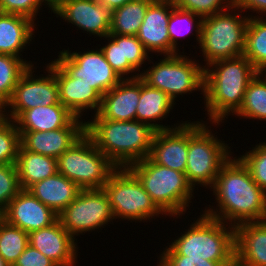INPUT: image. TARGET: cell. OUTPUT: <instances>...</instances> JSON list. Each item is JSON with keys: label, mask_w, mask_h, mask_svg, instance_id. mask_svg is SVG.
<instances>
[{"label": "cell", "mask_w": 266, "mask_h": 266, "mask_svg": "<svg viewBox=\"0 0 266 266\" xmlns=\"http://www.w3.org/2000/svg\"><path fill=\"white\" fill-rule=\"evenodd\" d=\"M232 158L222 166L209 188L213 189L219 208L204 210V214L234 227L266 220V192L253 180L244 163Z\"/></svg>", "instance_id": "obj_1"}, {"label": "cell", "mask_w": 266, "mask_h": 266, "mask_svg": "<svg viewBox=\"0 0 266 266\" xmlns=\"http://www.w3.org/2000/svg\"><path fill=\"white\" fill-rule=\"evenodd\" d=\"M257 73L243 55L204 66L203 99L210 124L220 125L231 112L234 115L239 110L247 86Z\"/></svg>", "instance_id": "obj_2"}, {"label": "cell", "mask_w": 266, "mask_h": 266, "mask_svg": "<svg viewBox=\"0 0 266 266\" xmlns=\"http://www.w3.org/2000/svg\"><path fill=\"white\" fill-rule=\"evenodd\" d=\"M155 132L138 120H107L98 114L85 122V133L117 168H128L149 157Z\"/></svg>", "instance_id": "obj_3"}, {"label": "cell", "mask_w": 266, "mask_h": 266, "mask_svg": "<svg viewBox=\"0 0 266 266\" xmlns=\"http://www.w3.org/2000/svg\"><path fill=\"white\" fill-rule=\"evenodd\" d=\"M228 225L202 213L190 229L168 245L161 255L236 262L235 227Z\"/></svg>", "instance_id": "obj_4"}, {"label": "cell", "mask_w": 266, "mask_h": 266, "mask_svg": "<svg viewBox=\"0 0 266 266\" xmlns=\"http://www.w3.org/2000/svg\"><path fill=\"white\" fill-rule=\"evenodd\" d=\"M152 201L165 214L178 218L186 213L194 188L185 173L154 163L149 157L128 167ZM184 212V213H183Z\"/></svg>", "instance_id": "obj_5"}, {"label": "cell", "mask_w": 266, "mask_h": 266, "mask_svg": "<svg viewBox=\"0 0 266 266\" xmlns=\"http://www.w3.org/2000/svg\"><path fill=\"white\" fill-rule=\"evenodd\" d=\"M204 122H188V153L185 175L189 184L211 188L222 166L230 159V147ZM212 133V134H211ZM229 149V151H228ZM209 186V187H208Z\"/></svg>", "instance_id": "obj_6"}, {"label": "cell", "mask_w": 266, "mask_h": 266, "mask_svg": "<svg viewBox=\"0 0 266 266\" xmlns=\"http://www.w3.org/2000/svg\"><path fill=\"white\" fill-rule=\"evenodd\" d=\"M230 10L231 13H229ZM233 10L239 12L232 14ZM239 13L242 11L234 5L227 10L203 18L199 48H202L207 66L218 60L243 55L249 17Z\"/></svg>", "instance_id": "obj_7"}, {"label": "cell", "mask_w": 266, "mask_h": 266, "mask_svg": "<svg viewBox=\"0 0 266 266\" xmlns=\"http://www.w3.org/2000/svg\"><path fill=\"white\" fill-rule=\"evenodd\" d=\"M117 167L85 133L57 158V172L81 189H101Z\"/></svg>", "instance_id": "obj_8"}, {"label": "cell", "mask_w": 266, "mask_h": 266, "mask_svg": "<svg viewBox=\"0 0 266 266\" xmlns=\"http://www.w3.org/2000/svg\"><path fill=\"white\" fill-rule=\"evenodd\" d=\"M102 189L107 194L115 220L145 221L164 214L128 168H117Z\"/></svg>", "instance_id": "obj_9"}, {"label": "cell", "mask_w": 266, "mask_h": 266, "mask_svg": "<svg viewBox=\"0 0 266 266\" xmlns=\"http://www.w3.org/2000/svg\"><path fill=\"white\" fill-rule=\"evenodd\" d=\"M179 54L165 55L156 65L140 73L145 84L165 92L173 101L195 90L204 93V66Z\"/></svg>", "instance_id": "obj_10"}, {"label": "cell", "mask_w": 266, "mask_h": 266, "mask_svg": "<svg viewBox=\"0 0 266 266\" xmlns=\"http://www.w3.org/2000/svg\"><path fill=\"white\" fill-rule=\"evenodd\" d=\"M68 233L76 238L114 220L107 194L101 189H81L77 197L58 215ZM75 236V237H74Z\"/></svg>", "instance_id": "obj_11"}, {"label": "cell", "mask_w": 266, "mask_h": 266, "mask_svg": "<svg viewBox=\"0 0 266 266\" xmlns=\"http://www.w3.org/2000/svg\"><path fill=\"white\" fill-rule=\"evenodd\" d=\"M46 71L48 75L38 76L39 78L35 75L33 77V65L25 71L15 86L10 100L3 107V117L14 121L23 111L31 108L61 104L54 74V61L47 64ZM5 108L10 110L6 112Z\"/></svg>", "instance_id": "obj_12"}, {"label": "cell", "mask_w": 266, "mask_h": 266, "mask_svg": "<svg viewBox=\"0 0 266 266\" xmlns=\"http://www.w3.org/2000/svg\"><path fill=\"white\" fill-rule=\"evenodd\" d=\"M71 77L82 78L101 96L122 80L106 61L101 49L80 52L62 50L54 59Z\"/></svg>", "instance_id": "obj_13"}, {"label": "cell", "mask_w": 266, "mask_h": 266, "mask_svg": "<svg viewBox=\"0 0 266 266\" xmlns=\"http://www.w3.org/2000/svg\"><path fill=\"white\" fill-rule=\"evenodd\" d=\"M0 217L28 234L58 220V215L28 190H21L0 213Z\"/></svg>", "instance_id": "obj_14"}, {"label": "cell", "mask_w": 266, "mask_h": 266, "mask_svg": "<svg viewBox=\"0 0 266 266\" xmlns=\"http://www.w3.org/2000/svg\"><path fill=\"white\" fill-rule=\"evenodd\" d=\"M53 13L97 37L105 38L110 34L113 10L97 0H69Z\"/></svg>", "instance_id": "obj_15"}, {"label": "cell", "mask_w": 266, "mask_h": 266, "mask_svg": "<svg viewBox=\"0 0 266 266\" xmlns=\"http://www.w3.org/2000/svg\"><path fill=\"white\" fill-rule=\"evenodd\" d=\"M156 131L149 158L158 165L185 173L188 153V122Z\"/></svg>", "instance_id": "obj_16"}, {"label": "cell", "mask_w": 266, "mask_h": 266, "mask_svg": "<svg viewBox=\"0 0 266 266\" xmlns=\"http://www.w3.org/2000/svg\"><path fill=\"white\" fill-rule=\"evenodd\" d=\"M68 231L57 220L52 225L29 233V245L39 250L58 266H74L77 245Z\"/></svg>", "instance_id": "obj_17"}, {"label": "cell", "mask_w": 266, "mask_h": 266, "mask_svg": "<svg viewBox=\"0 0 266 266\" xmlns=\"http://www.w3.org/2000/svg\"><path fill=\"white\" fill-rule=\"evenodd\" d=\"M54 74L59 88V101L75 117L80 118L86 109L99 111L102 96L82 78L71 77L55 60Z\"/></svg>", "instance_id": "obj_18"}, {"label": "cell", "mask_w": 266, "mask_h": 266, "mask_svg": "<svg viewBox=\"0 0 266 266\" xmlns=\"http://www.w3.org/2000/svg\"><path fill=\"white\" fill-rule=\"evenodd\" d=\"M140 99V77L122 79L118 85L105 93L97 114L107 120H136Z\"/></svg>", "instance_id": "obj_19"}, {"label": "cell", "mask_w": 266, "mask_h": 266, "mask_svg": "<svg viewBox=\"0 0 266 266\" xmlns=\"http://www.w3.org/2000/svg\"><path fill=\"white\" fill-rule=\"evenodd\" d=\"M173 4L153 1L146 10L144 20L137 33L145 50L170 55L168 23Z\"/></svg>", "instance_id": "obj_20"}, {"label": "cell", "mask_w": 266, "mask_h": 266, "mask_svg": "<svg viewBox=\"0 0 266 266\" xmlns=\"http://www.w3.org/2000/svg\"><path fill=\"white\" fill-rule=\"evenodd\" d=\"M20 145L27 151L57 159L85 134V127L52 131H19Z\"/></svg>", "instance_id": "obj_21"}, {"label": "cell", "mask_w": 266, "mask_h": 266, "mask_svg": "<svg viewBox=\"0 0 266 266\" xmlns=\"http://www.w3.org/2000/svg\"><path fill=\"white\" fill-rule=\"evenodd\" d=\"M14 122L18 131L48 132L64 127H85L86 121H80L62 104H55L23 111Z\"/></svg>", "instance_id": "obj_22"}, {"label": "cell", "mask_w": 266, "mask_h": 266, "mask_svg": "<svg viewBox=\"0 0 266 266\" xmlns=\"http://www.w3.org/2000/svg\"><path fill=\"white\" fill-rule=\"evenodd\" d=\"M236 266H266V220L235 227Z\"/></svg>", "instance_id": "obj_23"}, {"label": "cell", "mask_w": 266, "mask_h": 266, "mask_svg": "<svg viewBox=\"0 0 266 266\" xmlns=\"http://www.w3.org/2000/svg\"><path fill=\"white\" fill-rule=\"evenodd\" d=\"M27 190L59 215L77 197L81 188L57 172L34 183Z\"/></svg>", "instance_id": "obj_24"}, {"label": "cell", "mask_w": 266, "mask_h": 266, "mask_svg": "<svg viewBox=\"0 0 266 266\" xmlns=\"http://www.w3.org/2000/svg\"><path fill=\"white\" fill-rule=\"evenodd\" d=\"M35 26L28 17L0 12V54L22 58L20 53L32 40Z\"/></svg>", "instance_id": "obj_25"}, {"label": "cell", "mask_w": 266, "mask_h": 266, "mask_svg": "<svg viewBox=\"0 0 266 266\" xmlns=\"http://www.w3.org/2000/svg\"><path fill=\"white\" fill-rule=\"evenodd\" d=\"M174 102L165 92L149 87L140 78V99L136 109V120L150 125L156 131L173 129L172 126L152 122L166 118L173 109Z\"/></svg>", "instance_id": "obj_26"}, {"label": "cell", "mask_w": 266, "mask_h": 266, "mask_svg": "<svg viewBox=\"0 0 266 266\" xmlns=\"http://www.w3.org/2000/svg\"><path fill=\"white\" fill-rule=\"evenodd\" d=\"M15 165L22 190L57 173V159L27 151L21 145Z\"/></svg>", "instance_id": "obj_27"}, {"label": "cell", "mask_w": 266, "mask_h": 266, "mask_svg": "<svg viewBox=\"0 0 266 266\" xmlns=\"http://www.w3.org/2000/svg\"><path fill=\"white\" fill-rule=\"evenodd\" d=\"M249 22L245 35V56L258 71L266 72V19L262 16L248 15Z\"/></svg>", "instance_id": "obj_28"}, {"label": "cell", "mask_w": 266, "mask_h": 266, "mask_svg": "<svg viewBox=\"0 0 266 266\" xmlns=\"http://www.w3.org/2000/svg\"><path fill=\"white\" fill-rule=\"evenodd\" d=\"M154 0H133L113 10L110 34L136 36Z\"/></svg>", "instance_id": "obj_29"}, {"label": "cell", "mask_w": 266, "mask_h": 266, "mask_svg": "<svg viewBox=\"0 0 266 266\" xmlns=\"http://www.w3.org/2000/svg\"><path fill=\"white\" fill-rule=\"evenodd\" d=\"M234 115L266 121V73L258 72L250 81L242 106Z\"/></svg>", "instance_id": "obj_30"}, {"label": "cell", "mask_w": 266, "mask_h": 266, "mask_svg": "<svg viewBox=\"0 0 266 266\" xmlns=\"http://www.w3.org/2000/svg\"><path fill=\"white\" fill-rule=\"evenodd\" d=\"M202 21L203 18L201 16L194 14L191 11L182 10L175 5L173 6L168 23L170 55L178 54V37H183L182 35L191 33L194 28L197 36V42L200 43Z\"/></svg>", "instance_id": "obj_31"}, {"label": "cell", "mask_w": 266, "mask_h": 266, "mask_svg": "<svg viewBox=\"0 0 266 266\" xmlns=\"http://www.w3.org/2000/svg\"><path fill=\"white\" fill-rule=\"evenodd\" d=\"M34 64L11 55L0 54V105L10 100L14 88L25 71Z\"/></svg>", "instance_id": "obj_32"}, {"label": "cell", "mask_w": 266, "mask_h": 266, "mask_svg": "<svg viewBox=\"0 0 266 266\" xmlns=\"http://www.w3.org/2000/svg\"><path fill=\"white\" fill-rule=\"evenodd\" d=\"M28 245L29 234L0 217V256L9 266H13Z\"/></svg>", "instance_id": "obj_33"}, {"label": "cell", "mask_w": 266, "mask_h": 266, "mask_svg": "<svg viewBox=\"0 0 266 266\" xmlns=\"http://www.w3.org/2000/svg\"><path fill=\"white\" fill-rule=\"evenodd\" d=\"M20 146V133L13 120L0 118V164H15Z\"/></svg>", "instance_id": "obj_34"}, {"label": "cell", "mask_w": 266, "mask_h": 266, "mask_svg": "<svg viewBox=\"0 0 266 266\" xmlns=\"http://www.w3.org/2000/svg\"><path fill=\"white\" fill-rule=\"evenodd\" d=\"M105 39L108 40V43L104 47H100V49L103 51L106 61L119 77L124 79V76L134 72L136 75L133 74L126 78L140 77V74L136 73L137 70L129 62H123L122 35L109 34Z\"/></svg>", "instance_id": "obj_35"}, {"label": "cell", "mask_w": 266, "mask_h": 266, "mask_svg": "<svg viewBox=\"0 0 266 266\" xmlns=\"http://www.w3.org/2000/svg\"><path fill=\"white\" fill-rule=\"evenodd\" d=\"M239 159L248 168L257 185L266 192V143H259Z\"/></svg>", "instance_id": "obj_36"}, {"label": "cell", "mask_w": 266, "mask_h": 266, "mask_svg": "<svg viewBox=\"0 0 266 266\" xmlns=\"http://www.w3.org/2000/svg\"><path fill=\"white\" fill-rule=\"evenodd\" d=\"M15 164H0V213L21 191Z\"/></svg>", "instance_id": "obj_37"}, {"label": "cell", "mask_w": 266, "mask_h": 266, "mask_svg": "<svg viewBox=\"0 0 266 266\" xmlns=\"http://www.w3.org/2000/svg\"><path fill=\"white\" fill-rule=\"evenodd\" d=\"M234 5L235 0H180L176 6L205 18Z\"/></svg>", "instance_id": "obj_38"}, {"label": "cell", "mask_w": 266, "mask_h": 266, "mask_svg": "<svg viewBox=\"0 0 266 266\" xmlns=\"http://www.w3.org/2000/svg\"><path fill=\"white\" fill-rule=\"evenodd\" d=\"M123 62H129L138 72L142 64L151 58L137 36L122 35Z\"/></svg>", "instance_id": "obj_39"}, {"label": "cell", "mask_w": 266, "mask_h": 266, "mask_svg": "<svg viewBox=\"0 0 266 266\" xmlns=\"http://www.w3.org/2000/svg\"><path fill=\"white\" fill-rule=\"evenodd\" d=\"M43 0H0V12L18 14L35 21Z\"/></svg>", "instance_id": "obj_40"}, {"label": "cell", "mask_w": 266, "mask_h": 266, "mask_svg": "<svg viewBox=\"0 0 266 266\" xmlns=\"http://www.w3.org/2000/svg\"><path fill=\"white\" fill-rule=\"evenodd\" d=\"M157 266H236V262H215L201 257L161 256Z\"/></svg>", "instance_id": "obj_41"}, {"label": "cell", "mask_w": 266, "mask_h": 266, "mask_svg": "<svg viewBox=\"0 0 266 266\" xmlns=\"http://www.w3.org/2000/svg\"><path fill=\"white\" fill-rule=\"evenodd\" d=\"M13 266H58L50 258L43 255L39 250L28 245L23 253L17 258Z\"/></svg>", "instance_id": "obj_42"}, {"label": "cell", "mask_w": 266, "mask_h": 266, "mask_svg": "<svg viewBox=\"0 0 266 266\" xmlns=\"http://www.w3.org/2000/svg\"><path fill=\"white\" fill-rule=\"evenodd\" d=\"M235 5L243 12V10H252L259 15L266 14V0H235ZM265 13V14H264Z\"/></svg>", "instance_id": "obj_43"}, {"label": "cell", "mask_w": 266, "mask_h": 266, "mask_svg": "<svg viewBox=\"0 0 266 266\" xmlns=\"http://www.w3.org/2000/svg\"><path fill=\"white\" fill-rule=\"evenodd\" d=\"M101 5L107 6L112 10H115L119 7H122L126 3L133 1V0H97Z\"/></svg>", "instance_id": "obj_44"}, {"label": "cell", "mask_w": 266, "mask_h": 266, "mask_svg": "<svg viewBox=\"0 0 266 266\" xmlns=\"http://www.w3.org/2000/svg\"><path fill=\"white\" fill-rule=\"evenodd\" d=\"M44 4L48 5V8H50L54 12L57 8H59L64 2L69 0H43Z\"/></svg>", "instance_id": "obj_45"}, {"label": "cell", "mask_w": 266, "mask_h": 266, "mask_svg": "<svg viewBox=\"0 0 266 266\" xmlns=\"http://www.w3.org/2000/svg\"><path fill=\"white\" fill-rule=\"evenodd\" d=\"M154 1L159 3H169L176 6L180 0H154Z\"/></svg>", "instance_id": "obj_46"}, {"label": "cell", "mask_w": 266, "mask_h": 266, "mask_svg": "<svg viewBox=\"0 0 266 266\" xmlns=\"http://www.w3.org/2000/svg\"><path fill=\"white\" fill-rule=\"evenodd\" d=\"M0 266H9L6 261L0 256Z\"/></svg>", "instance_id": "obj_47"}, {"label": "cell", "mask_w": 266, "mask_h": 266, "mask_svg": "<svg viewBox=\"0 0 266 266\" xmlns=\"http://www.w3.org/2000/svg\"><path fill=\"white\" fill-rule=\"evenodd\" d=\"M3 117V107L0 105V118Z\"/></svg>", "instance_id": "obj_48"}]
</instances>
